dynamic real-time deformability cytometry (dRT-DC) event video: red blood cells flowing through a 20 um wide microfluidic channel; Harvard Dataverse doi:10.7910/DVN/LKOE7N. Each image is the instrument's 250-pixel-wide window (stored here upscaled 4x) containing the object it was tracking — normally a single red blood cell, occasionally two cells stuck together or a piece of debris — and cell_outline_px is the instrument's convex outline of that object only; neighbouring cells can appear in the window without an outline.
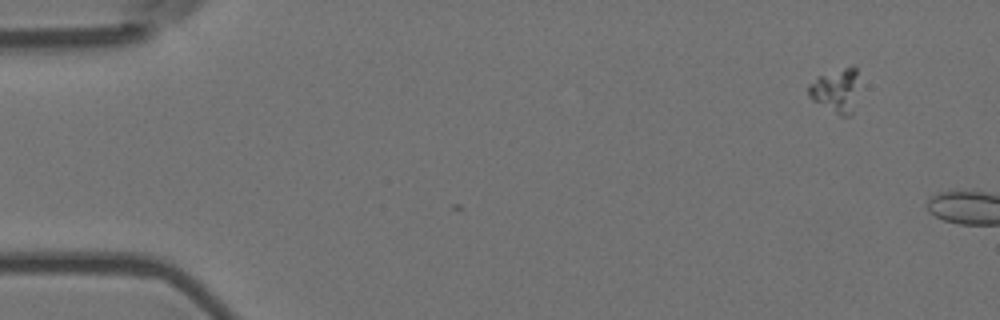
{"species": "Egyptian fruit bat (a non-hibernating species)", "species_latin": "Rousettus aegyptiacus", "temperature_condition": "room temperature", "stored_images_in_passage": 4, "camera_frame_rate_fps": 3000, "um_per_image_px": 0.085, "animal": {"sex": "female"}, "frame": {"image": 1, "passage_image": 1, "time_ms": 0.0, "image_size_px": [1000, 320], "cell_outline_px": [[856, 72], [852, 116], [840, 116], [812, 100], [808, 96], [808, 84], [816, 76], [856, 64]], "centroid_in_image_um": [70.97, 7.68], "position_along_channel_um": 14.0, "area_um2": 12.6}}